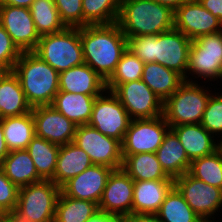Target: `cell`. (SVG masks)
Here are the masks:
<instances>
[{
  "label": "cell",
  "instance_id": "484cf974",
  "mask_svg": "<svg viewBox=\"0 0 222 222\" xmlns=\"http://www.w3.org/2000/svg\"><path fill=\"white\" fill-rule=\"evenodd\" d=\"M96 97L59 91L51 106L76 126L86 125L90 121Z\"/></svg>",
  "mask_w": 222,
  "mask_h": 222
},
{
  "label": "cell",
  "instance_id": "2e32d148",
  "mask_svg": "<svg viewBox=\"0 0 222 222\" xmlns=\"http://www.w3.org/2000/svg\"><path fill=\"white\" fill-rule=\"evenodd\" d=\"M174 28L192 41L222 30V22L205 9L199 0H187L174 12Z\"/></svg>",
  "mask_w": 222,
  "mask_h": 222
},
{
  "label": "cell",
  "instance_id": "9c48e42d",
  "mask_svg": "<svg viewBox=\"0 0 222 222\" xmlns=\"http://www.w3.org/2000/svg\"><path fill=\"white\" fill-rule=\"evenodd\" d=\"M131 120L118 97L107 90L96 97L88 125L122 143Z\"/></svg>",
  "mask_w": 222,
  "mask_h": 222
},
{
  "label": "cell",
  "instance_id": "8fae6325",
  "mask_svg": "<svg viewBox=\"0 0 222 222\" xmlns=\"http://www.w3.org/2000/svg\"><path fill=\"white\" fill-rule=\"evenodd\" d=\"M170 129L163 115L152 119H133L125 133L122 157L139 153H155Z\"/></svg>",
  "mask_w": 222,
  "mask_h": 222
},
{
  "label": "cell",
  "instance_id": "6da1fadb",
  "mask_svg": "<svg viewBox=\"0 0 222 222\" xmlns=\"http://www.w3.org/2000/svg\"><path fill=\"white\" fill-rule=\"evenodd\" d=\"M84 63L107 81L114 73L122 54L127 50V38L117 23L80 27Z\"/></svg>",
  "mask_w": 222,
  "mask_h": 222
},
{
  "label": "cell",
  "instance_id": "cb8c5ba5",
  "mask_svg": "<svg viewBox=\"0 0 222 222\" xmlns=\"http://www.w3.org/2000/svg\"><path fill=\"white\" fill-rule=\"evenodd\" d=\"M93 165L88 154L73 142L60 145L56 170L52 181L61 187L69 179Z\"/></svg>",
  "mask_w": 222,
  "mask_h": 222
},
{
  "label": "cell",
  "instance_id": "9a60e30c",
  "mask_svg": "<svg viewBox=\"0 0 222 222\" xmlns=\"http://www.w3.org/2000/svg\"><path fill=\"white\" fill-rule=\"evenodd\" d=\"M0 24L21 52L35 51L40 35L29 8L1 4Z\"/></svg>",
  "mask_w": 222,
  "mask_h": 222
},
{
  "label": "cell",
  "instance_id": "e0dca14e",
  "mask_svg": "<svg viewBox=\"0 0 222 222\" xmlns=\"http://www.w3.org/2000/svg\"><path fill=\"white\" fill-rule=\"evenodd\" d=\"M34 119L35 136L57 145L74 141L76 125L51 105L31 109Z\"/></svg>",
  "mask_w": 222,
  "mask_h": 222
},
{
  "label": "cell",
  "instance_id": "f907efd6",
  "mask_svg": "<svg viewBox=\"0 0 222 222\" xmlns=\"http://www.w3.org/2000/svg\"><path fill=\"white\" fill-rule=\"evenodd\" d=\"M6 70H4L2 67H0V77L3 75V73L5 72Z\"/></svg>",
  "mask_w": 222,
  "mask_h": 222
},
{
  "label": "cell",
  "instance_id": "d4e9b609",
  "mask_svg": "<svg viewBox=\"0 0 222 222\" xmlns=\"http://www.w3.org/2000/svg\"><path fill=\"white\" fill-rule=\"evenodd\" d=\"M141 80L162 102L173 95L184 82V78L176 71L156 62L144 64Z\"/></svg>",
  "mask_w": 222,
  "mask_h": 222
},
{
  "label": "cell",
  "instance_id": "ac0fdd59",
  "mask_svg": "<svg viewBox=\"0 0 222 222\" xmlns=\"http://www.w3.org/2000/svg\"><path fill=\"white\" fill-rule=\"evenodd\" d=\"M113 170L108 166L93 164L65 182L60 191L70 198L89 200L98 205Z\"/></svg>",
  "mask_w": 222,
  "mask_h": 222
},
{
  "label": "cell",
  "instance_id": "bcb514c9",
  "mask_svg": "<svg viewBox=\"0 0 222 222\" xmlns=\"http://www.w3.org/2000/svg\"><path fill=\"white\" fill-rule=\"evenodd\" d=\"M161 5L171 8L174 12L187 0H153Z\"/></svg>",
  "mask_w": 222,
  "mask_h": 222
},
{
  "label": "cell",
  "instance_id": "d6a6232c",
  "mask_svg": "<svg viewBox=\"0 0 222 222\" xmlns=\"http://www.w3.org/2000/svg\"><path fill=\"white\" fill-rule=\"evenodd\" d=\"M162 222H201L202 218L186 203L174 186L156 213Z\"/></svg>",
  "mask_w": 222,
  "mask_h": 222
},
{
  "label": "cell",
  "instance_id": "d590c367",
  "mask_svg": "<svg viewBox=\"0 0 222 222\" xmlns=\"http://www.w3.org/2000/svg\"><path fill=\"white\" fill-rule=\"evenodd\" d=\"M144 62L126 50L111 77L106 81V90L114 91L120 84L141 80Z\"/></svg>",
  "mask_w": 222,
  "mask_h": 222
},
{
  "label": "cell",
  "instance_id": "4316f807",
  "mask_svg": "<svg viewBox=\"0 0 222 222\" xmlns=\"http://www.w3.org/2000/svg\"><path fill=\"white\" fill-rule=\"evenodd\" d=\"M0 167L6 177L19 188L42 181L26 149L10 151Z\"/></svg>",
  "mask_w": 222,
  "mask_h": 222
},
{
  "label": "cell",
  "instance_id": "7dc6e473",
  "mask_svg": "<svg viewBox=\"0 0 222 222\" xmlns=\"http://www.w3.org/2000/svg\"><path fill=\"white\" fill-rule=\"evenodd\" d=\"M34 0H2L1 4L30 8Z\"/></svg>",
  "mask_w": 222,
  "mask_h": 222
},
{
  "label": "cell",
  "instance_id": "b9f144b4",
  "mask_svg": "<svg viewBox=\"0 0 222 222\" xmlns=\"http://www.w3.org/2000/svg\"><path fill=\"white\" fill-rule=\"evenodd\" d=\"M121 222H162L157 214H131L121 219Z\"/></svg>",
  "mask_w": 222,
  "mask_h": 222
},
{
  "label": "cell",
  "instance_id": "8d00e7d4",
  "mask_svg": "<svg viewBox=\"0 0 222 222\" xmlns=\"http://www.w3.org/2000/svg\"><path fill=\"white\" fill-rule=\"evenodd\" d=\"M200 124L222 143V93L211 94Z\"/></svg>",
  "mask_w": 222,
  "mask_h": 222
},
{
  "label": "cell",
  "instance_id": "1f68e13d",
  "mask_svg": "<svg viewBox=\"0 0 222 222\" xmlns=\"http://www.w3.org/2000/svg\"><path fill=\"white\" fill-rule=\"evenodd\" d=\"M29 9L40 36L58 33L67 28L60 18L54 0H34Z\"/></svg>",
  "mask_w": 222,
  "mask_h": 222
},
{
  "label": "cell",
  "instance_id": "4dcf8cb0",
  "mask_svg": "<svg viewBox=\"0 0 222 222\" xmlns=\"http://www.w3.org/2000/svg\"><path fill=\"white\" fill-rule=\"evenodd\" d=\"M98 211V205L95 202L70 198L60 191L54 222H86Z\"/></svg>",
  "mask_w": 222,
  "mask_h": 222
},
{
  "label": "cell",
  "instance_id": "277c9868",
  "mask_svg": "<svg viewBox=\"0 0 222 222\" xmlns=\"http://www.w3.org/2000/svg\"><path fill=\"white\" fill-rule=\"evenodd\" d=\"M126 38L174 28V11L153 0H122L117 22Z\"/></svg>",
  "mask_w": 222,
  "mask_h": 222
},
{
  "label": "cell",
  "instance_id": "74e56055",
  "mask_svg": "<svg viewBox=\"0 0 222 222\" xmlns=\"http://www.w3.org/2000/svg\"><path fill=\"white\" fill-rule=\"evenodd\" d=\"M54 3L67 27H83L82 0H54Z\"/></svg>",
  "mask_w": 222,
  "mask_h": 222
},
{
  "label": "cell",
  "instance_id": "7a4b0ae2",
  "mask_svg": "<svg viewBox=\"0 0 222 222\" xmlns=\"http://www.w3.org/2000/svg\"><path fill=\"white\" fill-rule=\"evenodd\" d=\"M191 39L173 28L158 35L127 38V50L144 63L156 62L186 77Z\"/></svg>",
  "mask_w": 222,
  "mask_h": 222
},
{
  "label": "cell",
  "instance_id": "30bf717a",
  "mask_svg": "<svg viewBox=\"0 0 222 222\" xmlns=\"http://www.w3.org/2000/svg\"><path fill=\"white\" fill-rule=\"evenodd\" d=\"M73 143L84 150L93 164L120 169L123 163L121 142L86 125L76 127Z\"/></svg>",
  "mask_w": 222,
  "mask_h": 222
},
{
  "label": "cell",
  "instance_id": "44dd1931",
  "mask_svg": "<svg viewBox=\"0 0 222 222\" xmlns=\"http://www.w3.org/2000/svg\"><path fill=\"white\" fill-rule=\"evenodd\" d=\"M171 129L176 133L191 162L214 153L222 146L200 123L178 125Z\"/></svg>",
  "mask_w": 222,
  "mask_h": 222
},
{
  "label": "cell",
  "instance_id": "83f0119b",
  "mask_svg": "<svg viewBox=\"0 0 222 222\" xmlns=\"http://www.w3.org/2000/svg\"><path fill=\"white\" fill-rule=\"evenodd\" d=\"M121 168L134 181L173 179L162 169L156 153H139L123 157Z\"/></svg>",
  "mask_w": 222,
  "mask_h": 222
},
{
  "label": "cell",
  "instance_id": "d6986e66",
  "mask_svg": "<svg viewBox=\"0 0 222 222\" xmlns=\"http://www.w3.org/2000/svg\"><path fill=\"white\" fill-rule=\"evenodd\" d=\"M59 91L99 96L106 90V81L83 63L59 73Z\"/></svg>",
  "mask_w": 222,
  "mask_h": 222
},
{
  "label": "cell",
  "instance_id": "5b68a950",
  "mask_svg": "<svg viewBox=\"0 0 222 222\" xmlns=\"http://www.w3.org/2000/svg\"><path fill=\"white\" fill-rule=\"evenodd\" d=\"M196 81H184L176 92L163 102V117L170 128L201 123L207 102L212 93ZM209 90V91H208Z\"/></svg>",
  "mask_w": 222,
  "mask_h": 222
},
{
  "label": "cell",
  "instance_id": "e575fe53",
  "mask_svg": "<svg viewBox=\"0 0 222 222\" xmlns=\"http://www.w3.org/2000/svg\"><path fill=\"white\" fill-rule=\"evenodd\" d=\"M189 173L206 184L222 189V146L210 155L193 160Z\"/></svg>",
  "mask_w": 222,
  "mask_h": 222
},
{
  "label": "cell",
  "instance_id": "f1b7e54d",
  "mask_svg": "<svg viewBox=\"0 0 222 222\" xmlns=\"http://www.w3.org/2000/svg\"><path fill=\"white\" fill-rule=\"evenodd\" d=\"M7 147L10 151L26 149L35 137L32 113L0 119Z\"/></svg>",
  "mask_w": 222,
  "mask_h": 222
},
{
  "label": "cell",
  "instance_id": "ba28073f",
  "mask_svg": "<svg viewBox=\"0 0 222 222\" xmlns=\"http://www.w3.org/2000/svg\"><path fill=\"white\" fill-rule=\"evenodd\" d=\"M188 73L204 80L222 79V30L191 41L184 81L193 82Z\"/></svg>",
  "mask_w": 222,
  "mask_h": 222
},
{
  "label": "cell",
  "instance_id": "7c38bea8",
  "mask_svg": "<svg viewBox=\"0 0 222 222\" xmlns=\"http://www.w3.org/2000/svg\"><path fill=\"white\" fill-rule=\"evenodd\" d=\"M174 186L202 219H210L219 208L222 209V189L206 184L189 172L175 178Z\"/></svg>",
  "mask_w": 222,
  "mask_h": 222
},
{
  "label": "cell",
  "instance_id": "c3c4849f",
  "mask_svg": "<svg viewBox=\"0 0 222 222\" xmlns=\"http://www.w3.org/2000/svg\"><path fill=\"white\" fill-rule=\"evenodd\" d=\"M6 221V213L0 209V222Z\"/></svg>",
  "mask_w": 222,
  "mask_h": 222
},
{
  "label": "cell",
  "instance_id": "7402d4cb",
  "mask_svg": "<svg viewBox=\"0 0 222 222\" xmlns=\"http://www.w3.org/2000/svg\"><path fill=\"white\" fill-rule=\"evenodd\" d=\"M155 153L162 169L169 177L175 179L189 172L191 161L171 128L165 134L162 144Z\"/></svg>",
  "mask_w": 222,
  "mask_h": 222
},
{
  "label": "cell",
  "instance_id": "8992f818",
  "mask_svg": "<svg viewBox=\"0 0 222 222\" xmlns=\"http://www.w3.org/2000/svg\"><path fill=\"white\" fill-rule=\"evenodd\" d=\"M58 73L84 63L80 27L40 36L34 51Z\"/></svg>",
  "mask_w": 222,
  "mask_h": 222
},
{
  "label": "cell",
  "instance_id": "ab89813d",
  "mask_svg": "<svg viewBox=\"0 0 222 222\" xmlns=\"http://www.w3.org/2000/svg\"><path fill=\"white\" fill-rule=\"evenodd\" d=\"M19 187L13 184L0 167V209L6 214L16 209Z\"/></svg>",
  "mask_w": 222,
  "mask_h": 222
},
{
  "label": "cell",
  "instance_id": "f546056e",
  "mask_svg": "<svg viewBox=\"0 0 222 222\" xmlns=\"http://www.w3.org/2000/svg\"><path fill=\"white\" fill-rule=\"evenodd\" d=\"M26 150L35 164L39 177L42 180H52L56 170L60 145L35 136Z\"/></svg>",
  "mask_w": 222,
  "mask_h": 222
},
{
  "label": "cell",
  "instance_id": "681fc988",
  "mask_svg": "<svg viewBox=\"0 0 222 222\" xmlns=\"http://www.w3.org/2000/svg\"><path fill=\"white\" fill-rule=\"evenodd\" d=\"M201 222H215L214 221V219L213 220H211V218H210V220L209 219H202V221ZM217 222V221H216Z\"/></svg>",
  "mask_w": 222,
  "mask_h": 222
},
{
  "label": "cell",
  "instance_id": "603a6c76",
  "mask_svg": "<svg viewBox=\"0 0 222 222\" xmlns=\"http://www.w3.org/2000/svg\"><path fill=\"white\" fill-rule=\"evenodd\" d=\"M31 109L18 76L5 71L0 77V119L30 113Z\"/></svg>",
  "mask_w": 222,
  "mask_h": 222
},
{
  "label": "cell",
  "instance_id": "7bdbcfd3",
  "mask_svg": "<svg viewBox=\"0 0 222 222\" xmlns=\"http://www.w3.org/2000/svg\"><path fill=\"white\" fill-rule=\"evenodd\" d=\"M86 222H121V219L114 218L105 214L102 211H98L95 215L90 217Z\"/></svg>",
  "mask_w": 222,
  "mask_h": 222
},
{
  "label": "cell",
  "instance_id": "5bb4252c",
  "mask_svg": "<svg viewBox=\"0 0 222 222\" xmlns=\"http://www.w3.org/2000/svg\"><path fill=\"white\" fill-rule=\"evenodd\" d=\"M134 180L122 169L113 170L98 204L99 211L117 219L132 214Z\"/></svg>",
  "mask_w": 222,
  "mask_h": 222
},
{
  "label": "cell",
  "instance_id": "60d3db41",
  "mask_svg": "<svg viewBox=\"0 0 222 222\" xmlns=\"http://www.w3.org/2000/svg\"><path fill=\"white\" fill-rule=\"evenodd\" d=\"M199 2L222 22V0H199Z\"/></svg>",
  "mask_w": 222,
  "mask_h": 222
},
{
  "label": "cell",
  "instance_id": "4fadbf2b",
  "mask_svg": "<svg viewBox=\"0 0 222 222\" xmlns=\"http://www.w3.org/2000/svg\"><path fill=\"white\" fill-rule=\"evenodd\" d=\"M113 93L132 120L152 119L163 115V102L142 80L120 84Z\"/></svg>",
  "mask_w": 222,
  "mask_h": 222
},
{
  "label": "cell",
  "instance_id": "ffe728a7",
  "mask_svg": "<svg viewBox=\"0 0 222 222\" xmlns=\"http://www.w3.org/2000/svg\"><path fill=\"white\" fill-rule=\"evenodd\" d=\"M173 187L174 179L134 181L132 214H156Z\"/></svg>",
  "mask_w": 222,
  "mask_h": 222
},
{
  "label": "cell",
  "instance_id": "ee69618b",
  "mask_svg": "<svg viewBox=\"0 0 222 222\" xmlns=\"http://www.w3.org/2000/svg\"><path fill=\"white\" fill-rule=\"evenodd\" d=\"M9 152L10 150L7 147L4 137L2 122L0 121V163L7 157Z\"/></svg>",
  "mask_w": 222,
  "mask_h": 222
},
{
  "label": "cell",
  "instance_id": "f6af8a7d",
  "mask_svg": "<svg viewBox=\"0 0 222 222\" xmlns=\"http://www.w3.org/2000/svg\"><path fill=\"white\" fill-rule=\"evenodd\" d=\"M7 222H31L27 218H25L21 213H19L16 209L9 211L6 214Z\"/></svg>",
  "mask_w": 222,
  "mask_h": 222
},
{
  "label": "cell",
  "instance_id": "836d02e7",
  "mask_svg": "<svg viewBox=\"0 0 222 222\" xmlns=\"http://www.w3.org/2000/svg\"><path fill=\"white\" fill-rule=\"evenodd\" d=\"M122 0H82L83 26L116 23Z\"/></svg>",
  "mask_w": 222,
  "mask_h": 222
},
{
  "label": "cell",
  "instance_id": "f35d334b",
  "mask_svg": "<svg viewBox=\"0 0 222 222\" xmlns=\"http://www.w3.org/2000/svg\"><path fill=\"white\" fill-rule=\"evenodd\" d=\"M21 54L22 52L0 24V67L6 71H13L15 63Z\"/></svg>",
  "mask_w": 222,
  "mask_h": 222
},
{
  "label": "cell",
  "instance_id": "52a82bcc",
  "mask_svg": "<svg viewBox=\"0 0 222 222\" xmlns=\"http://www.w3.org/2000/svg\"><path fill=\"white\" fill-rule=\"evenodd\" d=\"M59 194L52 180L20 187L16 210L31 222H54Z\"/></svg>",
  "mask_w": 222,
  "mask_h": 222
},
{
  "label": "cell",
  "instance_id": "3957f363",
  "mask_svg": "<svg viewBox=\"0 0 222 222\" xmlns=\"http://www.w3.org/2000/svg\"><path fill=\"white\" fill-rule=\"evenodd\" d=\"M13 72L18 76L25 98L33 108L52 105L59 92V73L34 51L22 52Z\"/></svg>",
  "mask_w": 222,
  "mask_h": 222
}]
</instances>
